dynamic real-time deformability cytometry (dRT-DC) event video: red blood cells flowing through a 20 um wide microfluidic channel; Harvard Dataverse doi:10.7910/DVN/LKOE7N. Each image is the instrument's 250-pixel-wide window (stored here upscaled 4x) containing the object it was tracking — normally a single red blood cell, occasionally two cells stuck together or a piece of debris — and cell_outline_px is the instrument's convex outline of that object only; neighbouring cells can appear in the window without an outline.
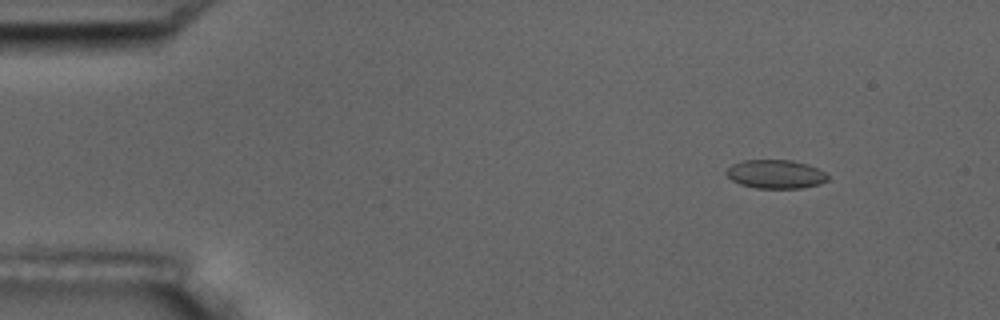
{"species": "common noctule bat (a hibernating species)", "species_latin": "Nyctalus noctula", "temperature_condition": "room temperature", "stored_images_in_passage": 14, "camera_frame_rate_fps": 3000, "um_per_image_px": 0.085, "animal": {"sex": "male", "body_mass_g": 17.5, "forearm_length_mm": 52.3}, "frame": {"image": 1, "passage_image": 1, "time_ms": 0.0, "image_size_px": [1000, 320], "cell_outline_px": [[828, 180], [820, 184], [800, 188], [756, 188], [740, 184], [732, 180], [724, 172], [732, 164], [744, 160], [792, 160], [808, 164], [824, 172], [828, 176]], "centroid_in_image_um": [65.92, 14.8], "position_along_channel_um": 19.1, "area_um2": 16.94}}
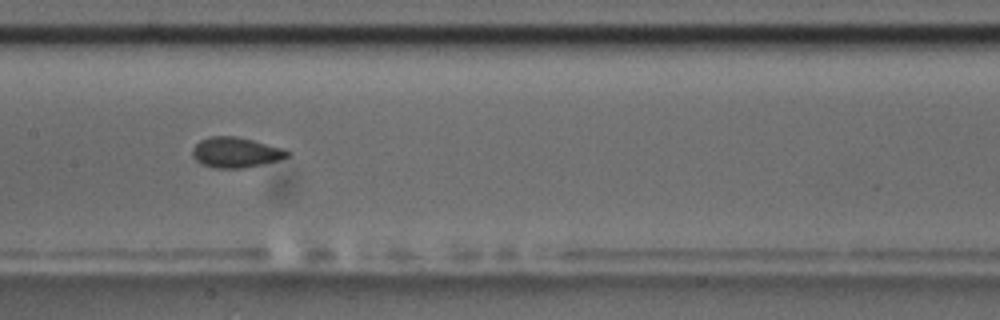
{"frame": {"image": 2, "passage_image": 7, "time_ms": 7.0, "image_size_px": [1000, 320], "cell_outline_px": [[292, 152], [288, 156], [280, 160], [244, 168], [216, 168], [200, 164], [192, 156], [192, 148], [200, 140], [208, 136], [236, 136], [284, 148]], "centroid_in_image_um": [20.04, 12.95], "position_along_channel_um": 187.4, "area_um2": 16.94}}
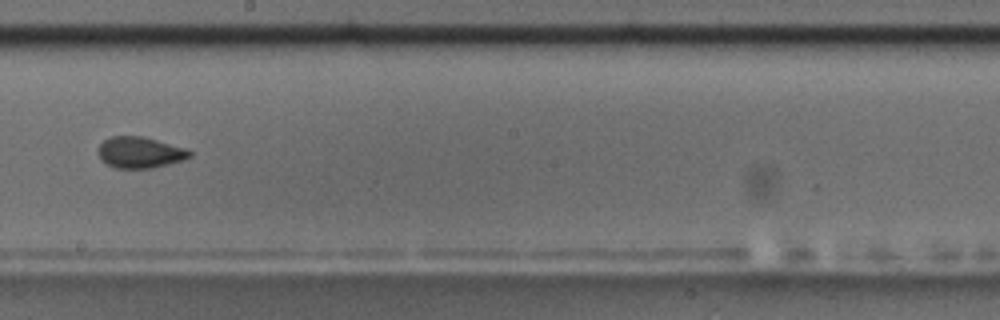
{"frame": {"image": 3, "passage_image": 8, "time_ms": 8.333, "image_size_px": [1000, 320], "cell_outline_px": [[192, 156], [184, 160], [152, 168], [116, 168], [100, 160], [96, 152], [100, 144], [104, 140], [112, 136], [140, 136], [188, 148], [192, 152]], "centroid_in_image_um": [11.89, 12.96], "position_along_channel_um": 236.3, "area_um2": 16.76}, "authors_computed_cell_mechanics": {"area_um2": 16.9065, "velocity_mm_per_s": 3.6924, "shape_relaxation_time_tau1_ms": 7.3153, "shape_relaxation_time_tau2_ms": 1.2597, "deformation_change_tau1": 0.1261, "deformation_change_tau2": 0.0401}}